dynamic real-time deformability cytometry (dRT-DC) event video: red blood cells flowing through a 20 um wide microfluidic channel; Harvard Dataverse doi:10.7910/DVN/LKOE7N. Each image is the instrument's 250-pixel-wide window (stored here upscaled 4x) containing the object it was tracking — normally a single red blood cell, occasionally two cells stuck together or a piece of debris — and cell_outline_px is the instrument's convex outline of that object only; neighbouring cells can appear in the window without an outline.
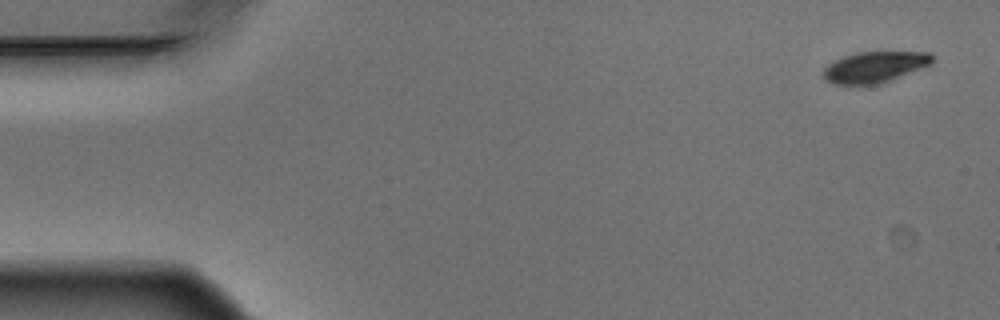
{"species": "Egyptian fruit bat (a non-hibernating species)", "species_latin": "Rousettus aegyptiacus", "temperature_condition": "warm", "stored_images_in_passage": 4, "camera_frame_rate_fps": 3000, "um_per_image_px": 0.085, "animal": {"sex": "male"}, "frame": {"image": 1, "passage_image": 1, "time_ms": 0.0, "image_size_px": [1000, 320], "cell_outline_px": [[936, 56], [932, 64], [880, 84], [832, 84], [824, 80], [824, 68], [828, 64], [844, 56], [856, 52], [932, 52]], "centroid_in_image_um": [74.39, 5.69], "position_along_channel_um": 10.6, "area_um2": 19.77}}
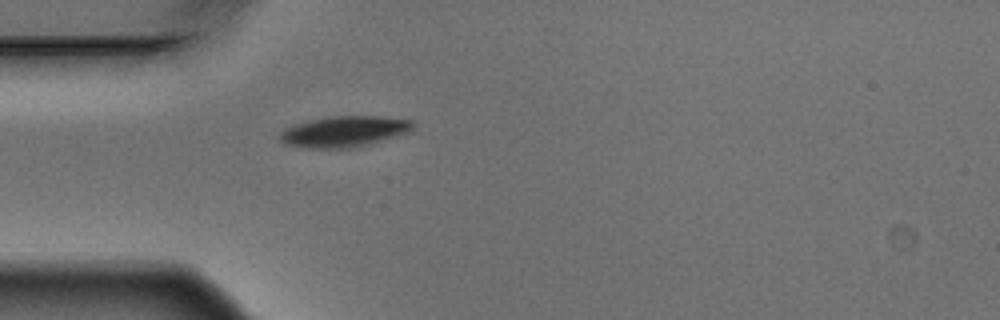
{"frame": {"image": 2, "passage_image": 4, "time_ms": 1.0, "image_size_px": [1000, 320], "cell_outline_px": [[416, 124], [412, 132], [348, 148], [304, 148], [284, 144], [280, 140], [280, 132], [284, 128], [308, 120], [328, 116], [384, 116], [416, 120]], "centroid_in_image_um": [29.29, 11.15], "position_along_channel_um": 55.7, "area_um2": 24.16}}